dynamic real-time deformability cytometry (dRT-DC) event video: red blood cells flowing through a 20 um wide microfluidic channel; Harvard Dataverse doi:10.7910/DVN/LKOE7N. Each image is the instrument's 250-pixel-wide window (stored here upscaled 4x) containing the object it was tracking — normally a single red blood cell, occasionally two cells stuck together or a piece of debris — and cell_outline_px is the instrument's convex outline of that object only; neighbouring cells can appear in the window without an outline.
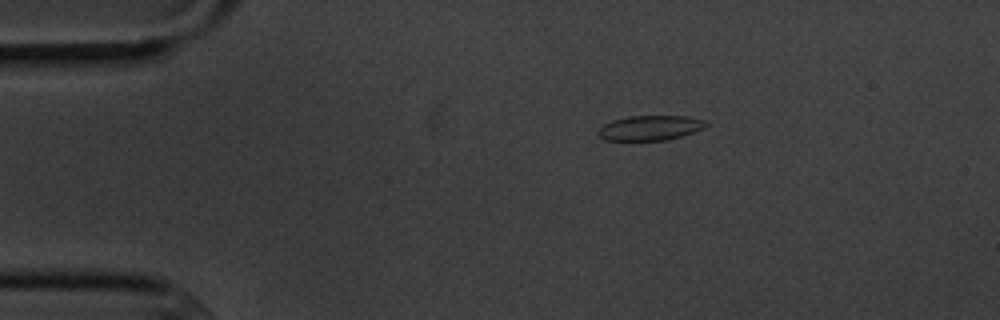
{"species": "common noctule bat (a hibernating species)", "species_latin": "Nyctalus noctula", "temperature_condition": "cold", "stored_images_in_passage": 4, "camera_frame_rate_fps": 3000, "um_per_image_px": 0.085, "animal": {"sex": "male", "body_mass_g": 20.1, "forearm_length_mm": 53.5}, "frame": {"image": 1, "passage_image": 2, "time_ms": 1.333, "image_size_px": [1000, 320], "cell_outline_px": [[708, 124], [704, 128], [680, 136], [664, 140], [604, 140], [596, 136], [596, 132], [604, 124], [612, 120], [628, 116], [688, 116], [704, 120]], "centroid_in_image_um": [55.2, 10.86], "position_along_channel_um": 29.8, "area_um2": 15.61}}